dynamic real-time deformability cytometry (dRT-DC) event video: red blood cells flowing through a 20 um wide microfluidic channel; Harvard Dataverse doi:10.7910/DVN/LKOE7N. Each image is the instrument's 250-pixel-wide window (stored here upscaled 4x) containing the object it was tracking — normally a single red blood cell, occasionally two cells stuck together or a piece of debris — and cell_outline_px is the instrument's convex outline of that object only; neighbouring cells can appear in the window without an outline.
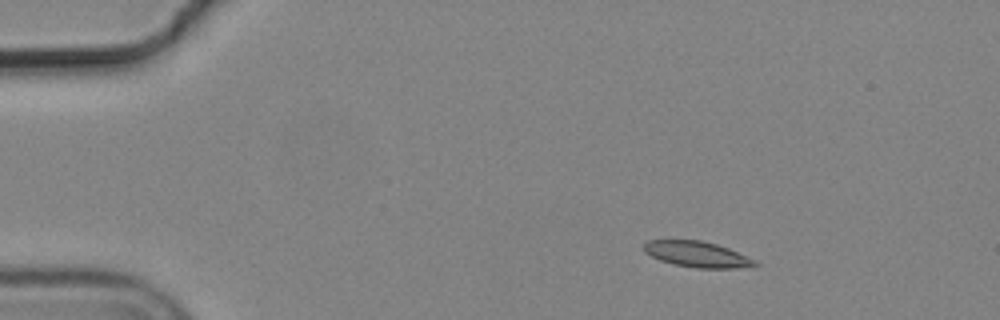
{"species": "common noctule bat (a hibernating species)", "species_latin": "Nyctalus noctula", "temperature_condition": "cold", "stored_images_in_passage": 9, "camera_frame_rate_fps": 3000, "um_per_image_px": 0.085, "animal": {"sex": "male", "body_mass_g": 19.2, "forearm_length_mm": 51.8}, "frame": {"image": 1, "passage_image": 2, "time_ms": 0.333, "image_size_px": [1000, 320], "cell_outline_px": [[760, 264], [756, 268], [696, 268], [676, 264], [660, 260], [644, 252], [644, 244], [648, 240], [700, 240], [716, 244], [728, 248], [756, 260]], "centroid_in_image_um": [59.33, 21.63], "position_along_channel_um": 25.7, "area_um2": 16.76}}
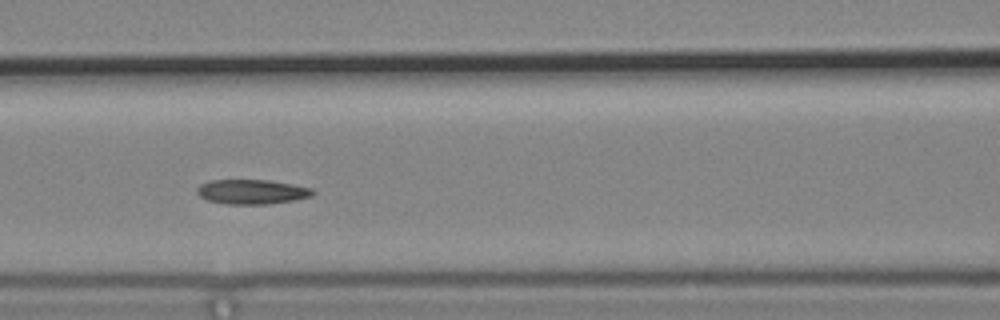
{"frame": {"image": 2, "passage_image": 6, "time_ms": 1.667, "image_size_px": [1000, 320], "cell_outline_px": [[316, 192], [312, 196], [296, 200], [268, 204], [228, 204], [208, 200], [200, 196], [196, 192], [196, 188], [200, 184], [212, 180], [268, 180], [292, 184], [312, 188]], "centroid_in_image_um": [21.43, 16.3], "position_along_channel_um": 145.2, "area_um2": 16.65}}
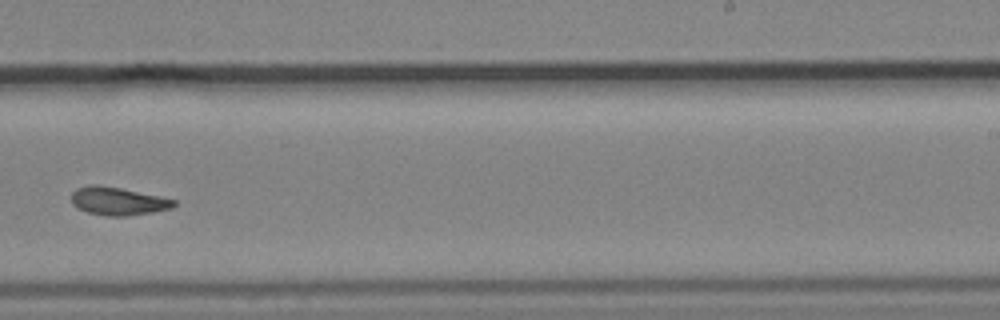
{"frame": {"image": 3, "passage_image": 9, "time_ms": 2.667, "image_size_px": [1000, 320], "cell_outline_px": [[176, 204], [172, 208], [152, 212], [128, 216], [108, 216], [88, 212], [76, 208], [72, 204], [72, 192], [76, 188], [88, 184], [96, 184], [120, 188], [176, 200]], "centroid_in_image_um": [9.98, 17.09], "position_along_channel_um": 279.0, "area_um2": 16.7}}